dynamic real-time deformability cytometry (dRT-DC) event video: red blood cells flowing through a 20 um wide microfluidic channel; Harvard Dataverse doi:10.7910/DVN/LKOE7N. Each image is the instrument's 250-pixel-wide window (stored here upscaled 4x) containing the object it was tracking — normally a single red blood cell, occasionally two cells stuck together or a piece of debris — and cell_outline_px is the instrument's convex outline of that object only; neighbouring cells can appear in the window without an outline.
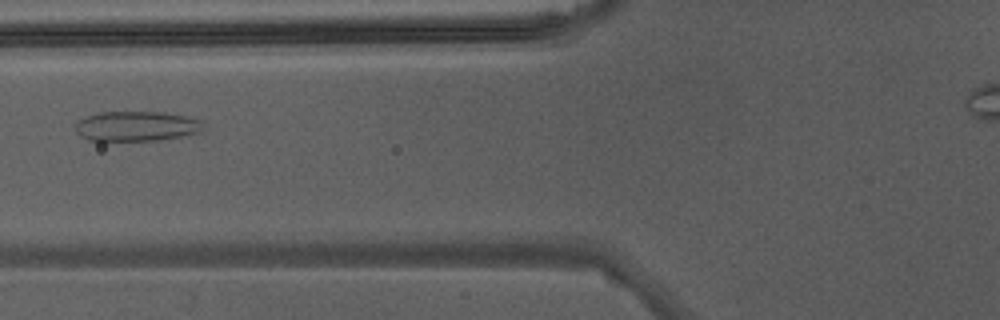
{"species": "Egyptian fruit bat (a non-hibernating species)", "species_latin": "Rousettus aegyptiacus", "temperature_condition": "warm", "stored_images_in_passage": 7, "camera_frame_rate_fps": 3000, "um_per_image_px": 0.085, "animal": {"sex": "male"}, "frame": {"image": 1, "passage_image": 4, "time_ms": 1.0, "image_size_px": [1000, 320], "cell_outline_px": [[204, 132], [156, 140], [88, 140], [80, 136], [76, 132], [76, 124], [84, 116], [100, 112], [164, 112], [204, 120]], "centroid_in_image_um": [11.64, 10.72], "position_along_channel_um": 114.2, "area_um2": 22.37}}